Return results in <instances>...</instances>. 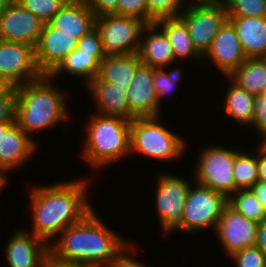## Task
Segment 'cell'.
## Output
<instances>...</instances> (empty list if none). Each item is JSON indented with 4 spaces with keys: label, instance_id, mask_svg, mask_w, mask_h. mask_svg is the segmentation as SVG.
I'll list each match as a JSON object with an SVG mask.
<instances>
[{
    "label": "cell",
    "instance_id": "6da1fadb",
    "mask_svg": "<svg viewBox=\"0 0 266 267\" xmlns=\"http://www.w3.org/2000/svg\"><path fill=\"white\" fill-rule=\"evenodd\" d=\"M78 177L52 184L28 183L31 188L27 192L29 210H26L31 219L28 222L31 224L29 232L50 244L61 232L80 222L95 208L88 195L90 186H93L91 176Z\"/></svg>",
    "mask_w": 266,
    "mask_h": 267
},
{
    "label": "cell",
    "instance_id": "7a4b0ae2",
    "mask_svg": "<svg viewBox=\"0 0 266 267\" xmlns=\"http://www.w3.org/2000/svg\"><path fill=\"white\" fill-rule=\"evenodd\" d=\"M96 209L61 232L49 244V250L64 260L109 267L133 239L111 229Z\"/></svg>",
    "mask_w": 266,
    "mask_h": 267
},
{
    "label": "cell",
    "instance_id": "3957f363",
    "mask_svg": "<svg viewBox=\"0 0 266 267\" xmlns=\"http://www.w3.org/2000/svg\"><path fill=\"white\" fill-rule=\"evenodd\" d=\"M56 82L50 75H42L16 87V124L38 145L40 142L34 137L59 124H68L72 117L67 103L68 91L61 90Z\"/></svg>",
    "mask_w": 266,
    "mask_h": 267
},
{
    "label": "cell",
    "instance_id": "277c9868",
    "mask_svg": "<svg viewBox=\"0 0 266 267\" xmlns=\"http://www.w3.org/2000/svg\"><path fill=\"white\" fill-rule=\"evenodd\" d=\"M87 114L79 155L92 172L94 170L96 174L95 171L98 173L104 167L110 168L121 160L129 159L131 121L95 112L89 114V111Z\"/></svg>",
    "mask_w": 266,
    "mask_h": 267
},
{
    "label": "cell",
    "instance_id": "5b68a950",
    "mask_svg": "<svg viewBox=\"0 0 266 267\" xmlns=\"http://www.w3.org/2000/svg\"><path fill=\"white\" fill-rule=\"evenodd\" d=\"M163 117V115L139 117L131 121V156H144L151 161L156 160L164 164V162L168 163L169 161L177 162L187 155L189 140L186 137L184 139L180 131L177 134L176 129L169 127Z\"/></svg>",
    "mask_w": 266,
    "mask_h": 267
},
{
    "label": "cell",
    "instance_id": "8992f818",
    "mask_svg": "<svg viewBox=\"0 0 266 267\" xmlns=\"http://www.w3.org/2000/svg\"><path fill=\"white\" fill-rule=\"evenodd\" d=\"M227 204L228 198L223 193L194 181L186 197L182 223L170 235L178 232L192 236L209 230L214 233Z\"/></svg>",
    "mask_w": 266,
    "mask_h": 267
},
{
    "label": "cell",
    "instance_id": "52a82bcc",
    "mask_svg": "<svg viewBox=\"0 0 266 267\" xmlns=\"http://www.w3.org/2000/svg\"><path fill=\"white\" fill-rule=\"evenodd\" d=\"M208 144L199 148L195 159L194 171H191L195 182L223 193L227 198L235 192L233 164L236 154L242 147L235 149L228 145ZM227 146V147H226Z\"/></svg>",
    "mask_w": 266,
    "mask_h": 267
},
{
    "label": "cell",
    "instance_id": "ba28073f",
    "mask_svg": "<svg viewBox=\"0 0 266 267\" xmlns=\"http://www.w3.org/2000/svg\"><path fill=\"white\" fill-rule=\"evenodd\" d=\"M166 172V173H165ZM160 171L157 174L154 190V204L157 221L162 239L170 238V234L182 223L184 204L188 191L194 183L181 175H174L170 171ZM168 172V173H167Z\"/></svg>",
    "mask_w": 266,
    "mask_h": 267
},
{
    "label": "cell",
    "instance_id": "9c48e42d",
    "mask_svg": "<svg viewBox=\"0 0 266 267\" xmlns=\"http://www.w3.org/2000/svg\"><path fill=\"white\" fill-rule=\"evenodd\" d=\"M179 18L185 23L193 46L203 56L214 37L226 23L227 10L222 0L210 3H188Z\"/></svg>",
    "mask_w": 266,
    "mask_h": 267
},
{
    "label": "cell",
    "instance_id": "30bf717a",
    "mask_svg": "<svg viewBox=\"0 0 266 267\" xmlns=\"http://www.w3.org/2000/svg\"><path fill=\"white\" fill-rule=\"evenodd\" d=\"M145 25L138 18L115 14L97 16L95 20L106 55L138 53L140 36Z\"/></svg>",
    "mask_w": 266,
    "mask_h": 267
},
{
    "label": "cell",
    "instance_id": "8fae6325",
    "mask_svg": "<svg viewBox=\"0 0 266 267\" xmlns=\"http://www.w3.org/2000/svg\"><path fill=\"white\" fill-rule=\"evenodd\" d=\"M246 56L233 25L227 20L214 37L211 47L202 56L203 66H212L224 79L237 69ZM209 63V64H208ZM206 64V65H205ZM208 64V65H207ZM218 69V70H217Z\"/></svg>",
    "mask_w": 266,
    "mask_h": 267
},
{
    "label": "cell",
    "instance_id": "7c38bea8",
    "mask_svg": "<svg viewBox=\"0 0 266 267\" xmlns=\"http://www.w3.org/2000/svg\"><path fill=\"white\" fill-rule=\"evenodd\" d=\"M258 223L236 212L228 204L224 207L213 234L226 256L255 246Z\"/></svg>",
    "mask_w": 266,
    "mask_h": 267
},
{
    "label": "cell",
    "instance_id": "4fadbf2b",
    "mask_svg": "<svg viewBox=\"0 0 266 267\" xmlns=\"http://www.w3.org/2000/svg\"><path fill=\"white\" fill-rule=\"evenodd\" d=\"M0 75L16 87L40 78L34 47L0 40Z\"/></svg>",
    "mask_w": 266,
    "mask_h": 267
},
{
    "label": "cell",
    "instance_id": "5bb4252c",
    "mask_svg": "<svg viewBox=\"0 0 266 267\" xmlns=\"http://www.w3.org/2000/svg\"><path fill=\"white\" fill-rule=\"evenodd\" d=\"M44 23L16 0L0 13V40L35 48Z\"/></svg>",
    "mask_w": 266,
    "mask_h": 267
},
{
    "label": "cell",
    "instance_id": "9a60e30c",
    "mask_svg": "<svg viewBox=\"0 0 266 267\" xmlns=\"http://www.w3.org/2000/svg\"><path fill=\"white\" fill-rule=\"evenodd\" d=\"M21 226L4 243L7 267H43L49 244Z\"/></svg>",
    "mask_w": 266,
    "mask_h": 267
},
{
    "label": "cell",
    "instance_id": "2e32d148",
    "mask_svg": "<svg viewBox=\"0 0 266 267\" xmlns=\"http://www.w3.org/2000/svg\"><path fill=\"white\" fill-rule=\"evenodd\" d=\"M78 41L73 36L45 23L34 48L35 61L42 75H50L73 50Z\"/></svg>",
    "mask_w": 266,
    "mask_h": 267
},
{
    "label": "cell",
    "instance_id": "e0dca14e",
    "mask_svg": "<svg viewBox=\"0 0 266 267\" xmlns=\"http://www.w3.org/2000/svg\"><path fill=\"white\" fill-rule=\"evenodd\" d=\"M154 68L141 63L127 89L130 107V121L139 117L161 116L164 111L159 104L153 88Z\"/></svg>",
    "mask_w": 266,
    "mask_h": 267
},
{
    "label": "cell",
    "instance_id": "ac0fdd59",
    "mask_svg": "<svg viewBox=\"0 0 266 267\" xmlns=\"http://www.w3.org/2000/svg\"><path fill=\"white\" fill-rule=\"evenodd\" d=\"M40 147L15 123L0 140V169L13 174L28 167L27 163L39 156Z\"/></svg>",
    "mask_w": 266,
    "mask_h": 267
},
{
    "label": "cell",
    "instance_id": "d6986e66",
    "mask_svg": "<svg viewBox=\"0 0 266 267\" xmlns=\"http://www.w3.org/2000/svg\"><path fill=\"white\" fill-rule=\"evenodd\" d=\"M85 89L91 95L95 113L105 116H117L130 121V107L125 87L92 79Z\"/></svg>",
    "mask_w": 266,
    "mask_h": 267
},
{
    "label": "cell",
    "instance_id": "ffe728a7",
    "mask_svg": "<svg viewBox=\"0 0 266 267\" xmlns=\"http://www.w3.org/2000/svg\"><path fill=\"white\" fill-rule=\"evenodd\" d=\"M95 20L96 16L90 10L86 0H69L49 21V24L79 41L95 28Z\"/></svg>",
    "mask_w": 266,
    "mask_h": 267
},
{
    "label": "cell",
    "instance_id": "44dd1931",
    "mask_svg": "<svg viewBox=\"0 0 266 267\" xmlns=\"http://www.w3.org/2000/svg\"><path fill=\"white\" fill-rule=\"evenodd\" d=\"M138 56L141 63L153 68H163L176 63L169 39L156 23L143 27Z\"/></svg>",
    "mask_w": 266,
    "mask_h": 267
},
{
    "label": "cell",
    "instance_id": "7402d4cb",
    "mask_svg": "<svg viewBox=\"0 0 266 267\" xmlns=\"http://www.w3.org/2000/svg\"><path fill=\"white\" fill-rule=\"evenodd\" d=\"M224 80L226 85L224 89L221 88L224 93L219 110L222 109L227 120L229 118L230 122H236L235 125L244 129L251 128L255 96L235 84L228 76H225Z\"/></svg>",
    "mask_w": 266,
    "mask_h": 267
},
{
    "label": "cell",
    "instance_id": "603a6c76",
    "mask_svg": "<svg viewBox=\"0 0 266 267\" xmlns=\"http://www.w3.org/2000/svg\"><path fill=\"white\" fill-rule=\"evenodd\" d=\"M247 59L266 58V17H227Z\"/></svg>",
    "mask_w": 266,
    "mask_h": 267
},
{
    "label": "cell",
    "instance_id": "cb8c5ba5",
    "mask_svg": "<svg viewBox=\"0 0 266 267\" xmlns=\"http://www.w3.org/2000/svg\"><path fill=\"white\" fill-rule=\"evenodd\" d=\"M106 56L105 52H86L76 48L50 74L57 82L64 74L72 78L82 79L84 87L97 76L100 61Z\"/></svg>",
    "mask_w": 266,
    "mask_h": 267
},
{
    "label": "cell",
    "instance_id": "d4e9b609",
    "mask_svg": "<svg viewBox=\"0 0 266 267\" xmlns=\"http://www.w3.org/2000/svg\"><path fill=\"white\" fill-rule=\"evenodd\" d=\"M140 64L138 53L106 55L100 61L96 78L99 81L128 89Z\"/></svg>",
    "mask_w": 266,
    "mask_h": 267
},
{
    "label": "cell",
    "instance_id": "484cf974",
    "mask_svg": "<svg viewBox=\"0 0 266 267\" xmlns=\"http://www.w3.org/2000/svg\"><path fill=\"white\" fill-rule=\"evenodd\" d=\"M156 24L165 32L175 56L176 62L202 65V55L193 46L185 23L178 18L162 19Z\"/></svg>",
    "mask_w": 266,
    "mask_h": 267
},
{
    "label": "cell",
    "instance_id": "4316f807",
    "mask_svg": "<svg viewBox=\"0 0 266 267\" xmlns=\"http://www.w3.org/2000/svg\"><path fill=\"white\" fill-rule=\"evenodd\" d=\"M228 77L254 96L266 93V58L246 59Z\"/></svg>",
    "mask_w": 266,
    "mask_h": 267
},
{
    "label": "cell",
    "instance_id": "83f0119b",
    "mask_svg": "<svg viewBox=\"0 0 266 267\" xmlns=\"http://www.w3.org/2000/svg\"><path fill=\"white\" fill-rule=\"evenodd\" d=\"M248 150L241 149L235 156L233 164L235 192L239 189H251L258 182L257 146L251 150L252 152L249 148Z\"/></svg>",
    "mask_w": 266,
    "mask_h": 267
},
{
    "label": "cell",
    "instance_id": "f1b7e54d",
    "mask_svg": "<svg viewBox=\"0 0 266 267\" xmlns=\"http://www.w3.org/2000/svg\"><path fill=\"white\" fill-rule=\"evenodd\" d=\"M178 62L173 63L169 66L163 67V68H154V79H153V88L156 93V98L159 102V104L163 107L164 103L163 101H167L169 98V95L172 96V94H177L175 92H180L178 87L180 88V83L184 79L183 75L184 71H182L181 64L183 65L182 62H180V68L177 65ZM176 64V65H174ZM176 68H172V67ZM171 67V68H169ZM169 68V69H168ZM172 69V70H171ZM179 84V85H178ZM178 86V87H177ZM175 91V92H174ZM165 97L167 100H164Z\"/></svg>",
    "mask_w": 266,
    "mask_h": 267
},
{
    "label": "cell",
    "instance_id": "f546056e",
    "mask_svg": "<svg viewBox=\"0 0 266 267\" xmlns=\"http://www.w3.org/2000/svg\"><path fill=\"white\" fill-rule=\"evenodd\" d=\"M228 205L256 223L264 222V208L251 189H239L228 197Z\"/></svg>",
    "mask_w": 266,
    "mask_h": 267
},
{
    "label": "cell",
    "instance_id": "4dcf8cb0",
    "mask_svg": "<svg viewBox=\"0 0 266 267\" xmlns=\"http://www.w3.org/2000/svg\"><path fill=\"white\" fill-rule=\"evenodd\" d=\"M187 5L185 0H147V24L178 18Z\"/></svg>",
    "mask_w": 266,
    "mask_h": 267
},
{
    "label": "cell",
    "instance_id": "1f68e13d",
    "mask_svg": "<svg viewBox=\"0 0 266 267\" xmlns=\"http://www.w3.org/2000/svg\"><path fill=\"white\" fill-rule=\"evenodd\" d=\"M227 17H266V0H222Z\"/></svg>",
    "mask_w": 266,
    "mask_h": 267
},
{
    "label": "cell",
    "instance_id": "d6a6232c",
    "mask_svg": "<svg viewBox=\"0 0 266 267\" xmlns=\"http://www.w3.org/2000/svg\"><path fill=\"white\" fill-rule=\"evenodd\" d=\"M21 6L37 16L44 24L59 12L69 0H16Z\"/></svg>",
    "mask_w": 266,
    "mask_h": 267
},
{
    "label": "cell",
    "instance_id": "836d02e7",
    "mask_svg": "<svg viewBox=\"0 0 266 267\" xmlns=\"http://www.w3.org/2000/svg\"><path fill=\"white\" fill-rule=\"evenodd\" d=\"M228 259L235 264L234 267H266V255L257 246L246 247Z\"/></svg>",
    "mask_w": 266,
    "mask_h": 267
},
{
    "label": "cell",
    "instance_id": "e575fe53",
    "mask_svg": "<svg viewBox=\"0 0 266 267\" xmlns=\"http://www.w3.org/2000/svg\"><path fill=\"white\" fill-rule=\"evenodd\" d=\"M113 14L135 17L147 24V0H120Z\"/></svg>",
    "mask_w": 266,
    "mask_h": 267
},
{
    "label": "cell",
    "instance_id": "d590c367",
    "mask_svg": "<svg viewBox=\"0 0 266 267\" xmlns=\"http://www.w3.org/2000/svg\"><path fill=\"white\" fill-rule=\"evenodd\" d=\"M135 242L136 241L133 239V243L131 241L109 267H150L148 263L145 264L143 260L141 261L138 260V258L136 259L135 256L137 255V251H139V249L137 250V247H135Z\"/></svg>",
    "mask_w": 266,
    "mask_h": 267
},
{
    "label": "cell",
    "instance_id": "8d00e7d4",
    "mask_svg": "<svg viewBox=\"0 0 266 267\" xmlns=\"http://www.w3.org/2000/svg\"><path fill=\"white\" fill-rule=\"evenodd\" d=\"M251 129L256 130L257 136L266 130V93L255 96Z\"/></svg>",
    "mask_w": 266,
    "mask_h": 267
},
{
    "label": "cell",
    "instance_id": "74e56055",
    "mask_svg": "<svg viewBox=\"0 0 266 267\" xmlns=\"http://www.w3.org/2000/svg\"><path fill=\"white\" fill-rule=\"evenodd\" d=\"M77 48L86 52H104L101 36L96 27L78 41Z\"/></svg>",
    "mask_w": 266,
    "mask_h": 267
},
{
    "label": "cell",
    "instance_id": "f35d334b",
    "mask_svg": "<svg viewBox=\"0 0 266 267\" xmlns=\"http://www.w3.org/2000/svg\"><path fill=\"white\" fill-rule=\"evenodd\" d=\"M17 95H5L0 97V122L16 121Z\"/></svg>",
    "mask_w": 266,
    "mask_h": 267
},
{
    "label": "cell",
    "instance_id": "ab89813d",
    "mask_svg": "<svg viewBox=\"0 0 266 267\" xmlns=\"http://www.w3.org/2000/svg\"><path fill=\"white\" fill-rule=\"evenodd\" d=\"M120 0H86L90 10L95 16L113 14L117 10Z\"/></svg>",
    "mask_w": 266,
    "mask_h": 267
},
{
    "label": "cell",
    "instance_id": "60d3db41",
    "mask_svg": "<svg viewBox=\"0 0 266 267\" xmlns=\"http://www.w3.org/2000/svg\"><path fill=\"white\" fill-rule=\"evenodd\" d=\"M43 267H90L84 263H77L73 261H68L61 259L54 255L50 250L47 252V255L44 260Z\"/></svg>",
    "mask_w": 266,
    "mask_h": 267
},
{
    "label": "cell",
    "instance_id": "b9f144b4",
    "mask_svg": "<svg viewBox=\"0 0 266 267\" xmlns=\"http://www.w3.org/2000/svg\"><path fill=\"white\" fill-rule=\"evenodd\" d=\"M258 181L266 182V151L257 147Z\"/></svg>",
    "mask_w": 266,
    "mask_h": 267
},
{
    "label": "cell",
    "instance_id": "7bdbcfd3",
    "mask_svg": "<svg viewBox=\"0 0 266 267\" xmlns=\"http://www.w3.org/2000/svg\"><path fill=\"white\" fill-rule=\"evenodd\" d=\"M251 190L256 195V197L259 199V201L262 203L264 208V222H266V182L258 181Z\"/></svg>",
    "mask_w": 266,
    "mask_h": 267
},
{
    "label": "cell",
    "instance_id": "ee69618b",
    "mask_svg": "<svg viewBox=\"0 0 266 267\" xmlns=\"http://www.w3.org/2000/svg\"><path fill=\"white\" fill-rule=\"evenodd\" d=\"M255 246L266 255V222L258 225Z\"/></svg>",
    "mask_w": 266,
    "mask_h": 267
},
{
    "label": "cell",
    "instance_id": "f6af8a7d",
    "mask_svg": "<svg viewBox=\"0 0 266 267\" xmlns=\"http://www.w3.org/2000/svg\"><path fill=\"white\" fill-rule=\"evenodd\" d=\"M5 95H17L16 86L7 78L0 75V97Z\"/></svg>",
    "mask_w": 266,
    "mask_h": 267
},
{
    "label": "cell",
    "instance_id": "bcb514c9",
    "mask_svg": "<svg viewBox=\"0 0 266 267\" xmlns=\"http://www.w3.org/2000/svg\"><path fill=\"white\" fill-rule=\"evenodd\" d=\"M9 177V174L6 171L0 169V194L3 192L6 186L8 187V183H10V180L8 179Z\"/></svg>",
    "mask_w": 266,
    "mask_h": 267
},
{
    "label": "cell",
    "instance_id": "7dc6e473",
    "mask_svg": "<svg viewBox=\"0 0 266 267\" xmlns=\"http://www.w3.org/2000/svg\"><path fill=\"white\" fill-rule=\"evenodd\" d=\"M16 123V121L0 122V140L2 136Z\"/></svg>",
    "mask_w": 266,
    "mask_h": 267
},
{
    "label": "cell",
    "instance_id": "c3c4849f",
    "mask_svg": "<svg viewBox=\"0 0 266 267\" xmlns=\"http://www.w3.org/2000/svg\"><path fill=\"white\" fill-rule=\"evenodd\" d=\"M258 137L260 138V139H258ZM256 143L255 144H257V143H259L258 145H256L258 148H260L261 150H264V151H266V130L265 131H263V132H261L256 138ZM257 139L259 140V142H257Z\"/></svg>",
    "mask_w": 266,
    "mask_h": 267
},
{
    "label": "cell",
    "instance_id": "681fc988",
    "mask_svg": "<svg viewBox=\"0 0 266 267\" xmlns=\"http://www.w3.org/2000/svg\"><path fill=\"white\" fill-rule=\"evenodd\" d=\"M14 0H0V13L9 6Z\"/></svg>",
    "mask_w": 266,
    "mask_h": 267
},
{
    "label": "cell",
    "instance_id": "f907efd6",
    "mask_svg": "<svg viewBox=\"0 0 266 267\" xmlns=\"http://www.w3.org/2000/svg\"><path fill=\"white\" fill-rule=\"evenodd\" d=\"M187 3H210L217 0H185Z\"/></svg>",
    "mask_w": 266,
    "mask_h": 267
}]
</instances>
